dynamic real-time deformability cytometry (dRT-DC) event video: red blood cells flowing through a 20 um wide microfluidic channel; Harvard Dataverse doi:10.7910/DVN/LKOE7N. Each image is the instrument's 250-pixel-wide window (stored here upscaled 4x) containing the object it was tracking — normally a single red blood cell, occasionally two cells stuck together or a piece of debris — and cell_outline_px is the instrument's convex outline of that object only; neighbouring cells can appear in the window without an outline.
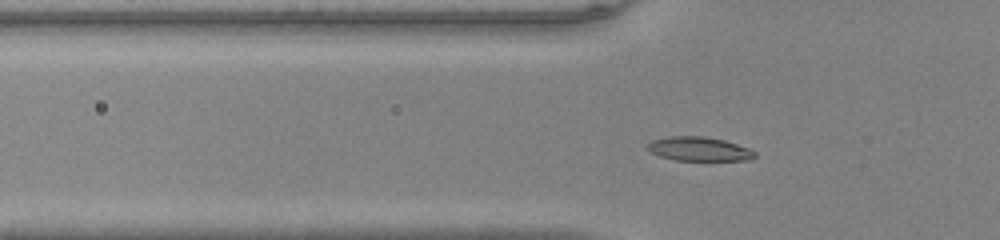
{"species": "common noctule bat (a hibernating species)", "species_latin": "Nyctalus noctula", "temperature_condition": "warm", "stored_images_in_passage": 46, "camera_frame_rate_fps": 3000, "um_per_image_px": 0.085, "animal": {"sex": "male", "body_mass_g": 20.0, "forearm_length_mm": 53.3}, "frame": {"image": 1, "passage_image": 11, "time_ms": 3.333, "image_size_px": [1000, 240], "cell_outline_px": [[756, 156], [752, 160], [676, 160], [660, 156], [652, 152], [648, 148], [648, 144], [652, 140], [668, 136], [704, 136], [724, 140], [748, 148], [756, 152]], "centroid_in_image_um": [59.45, 12.66], "position_along_channel_um": 66.4, "area_um2": 14.91}}
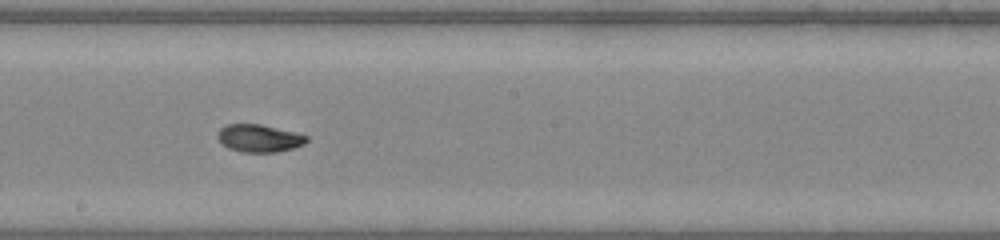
{"frame": {"image": 2, "passage_image": 23, "time_ms": 7.333, "image_size_px": [1000, 240], "cell_outline_px": [[308, 140], [304, 144], [292, 148], [276, 152], [240, 152], [228, 148], [216, 136], [220, 128], [228, 124], [260, 124], [308, 136]], "centroid_in_image_um": [22.0, 11.75], "position_along_channel_um": 226.2, "area_um2": 14.1}}
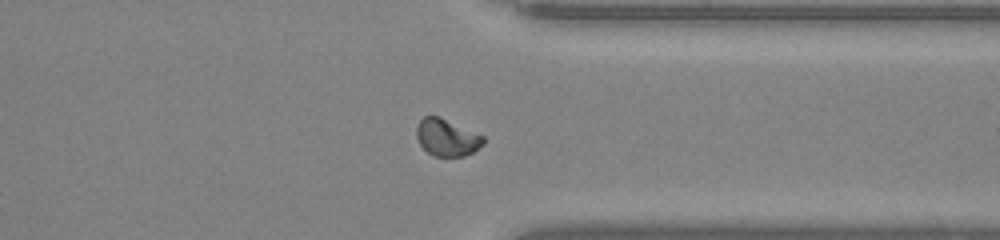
{"frame": {"image": 3, "passage_image": 34, "time_ms": 11.0, "image_size_px": [1000, 240], "cell_outline_px": [[484, 144], [472, 152], [464, 156], [432, 156], [420, 144], [416, 136], [416, 128], [420, 120], [424, 116], [440, 116], [484, 136]], "centroid_in_image_um": [37.98, 11.68], "position_along_channel_um": 373.4, "area_um2": 14.39}, "authors_computed_cell_mechanics": {"area_um2": 14.45, "velocity_mm_per_s": 4.036, "shape_relaxation_time_tau1_ms": 6.0536, "shape_relaxation_time_tau2_ms": 1.374, "deformation_change_tau1": 0.2182, "deformation_change_tau2": 0.0426}}